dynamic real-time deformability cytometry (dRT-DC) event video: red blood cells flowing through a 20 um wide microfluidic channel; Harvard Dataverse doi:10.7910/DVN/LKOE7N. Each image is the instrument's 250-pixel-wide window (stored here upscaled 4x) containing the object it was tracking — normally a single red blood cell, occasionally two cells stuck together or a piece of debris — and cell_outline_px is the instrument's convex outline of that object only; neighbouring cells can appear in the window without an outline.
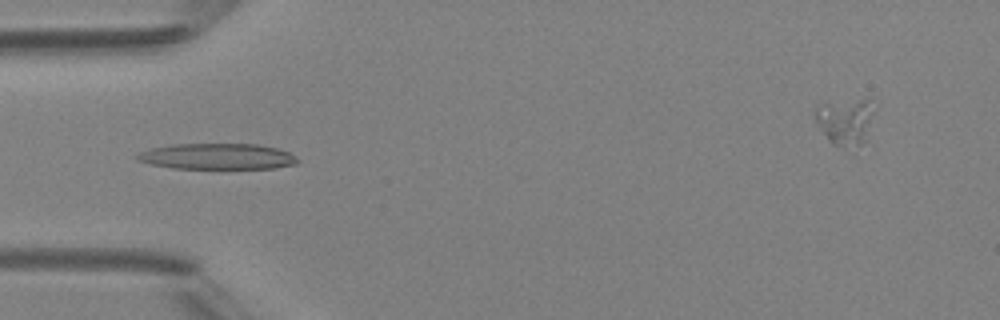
{"species": "Egyptian fruit bat (a non-hibernating species)", "species_latin": "Rousettus aegyptiacus", "temperature_condition": "room temperature", "stored_images_in_passage": 3, "camera_frame_rate_fps": 3000, "um_per_image_px": 0.085, "animal": {"sex": "female"}, "frame": {"image": 1, "passage_image": 3, "time_ms": 2.333, "image_size_px": [1000, 320], "cell_outline_px": [[300, 160], [296, 164], [276, 168], [172, 168], [152, 164], [136, 160], [136, 152], [152, 148], [172, 144], [260, 144], [276, 148], [288, 152]], "centroid_in_image_um": [18.45, 13.29], "position_along_channel_um": 66.5, "area_um2": 24.22}}